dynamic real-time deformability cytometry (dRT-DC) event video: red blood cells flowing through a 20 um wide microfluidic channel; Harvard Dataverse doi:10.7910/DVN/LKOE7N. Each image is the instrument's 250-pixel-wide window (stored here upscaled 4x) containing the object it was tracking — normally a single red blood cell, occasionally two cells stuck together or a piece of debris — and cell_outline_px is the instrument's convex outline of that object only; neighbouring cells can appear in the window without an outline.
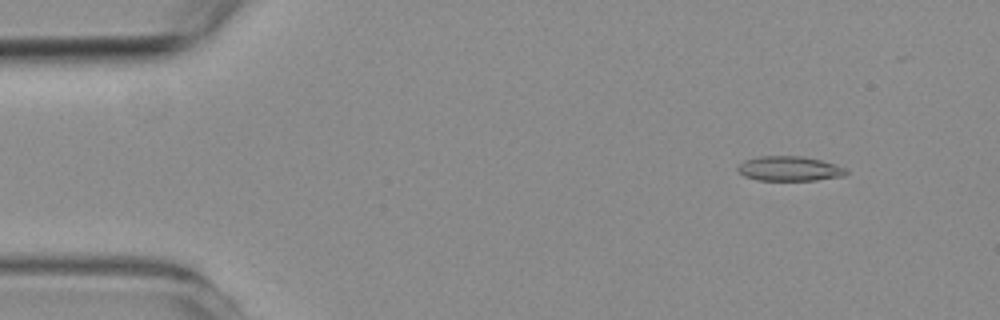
{"species": "common noctule bat (a hibernating species)", "species_latin": "Nyctalus noctula", "temperature_condition": "room temperature", "stored_images_in_passage": 45, "camera_frame_rate_fps": 3000, "um_per_image_px": 0.085, "animal": {"sex": "female", "body_mass_g": 19.3, "forearm_length_mm": 54.1}, "frame": {"image": 1, "passage_image": 6, "time_ms": 1.667, "image_size_px": [1000, 320], "cell_outline_px": [[848, 172], [844, 176], [816, 180], [760, 180], [744, 176], [736, 168], [744, 160], [760, 156], [804, 156], [820, 160], [844, 168]], "centroid_in_image_um": [67.08, 14.33], "position_along_channel_um": 17.9, "area_um2": 15.43}}
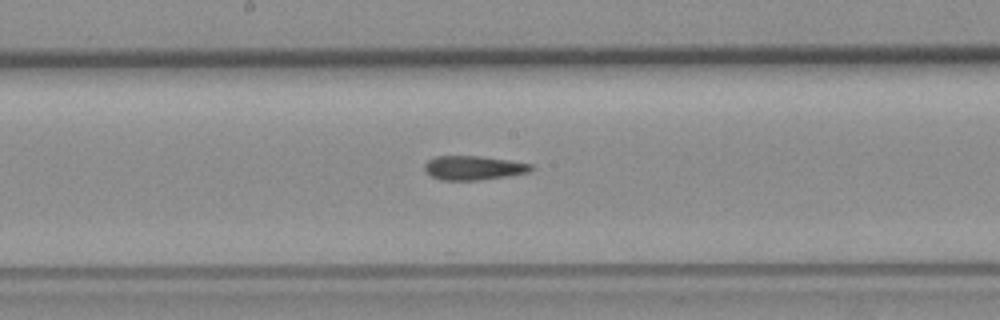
{"frame": {"image": 2, "passage_image": 28, "time_ms": 9.0, "image_size_px": [1000, 320], "cell_outline_px": [[536, 168], [528, 172], [480, 180], [444, 180], [432, 176], [424, 168], [424, 164], [428, 160], [436, 156], [480, 156], [508, 160], [532, 164]], "centroid_in_image_um": [40.26, 14.26], "position_along_channel_um": 207.9, "area_um2": 14.8}}
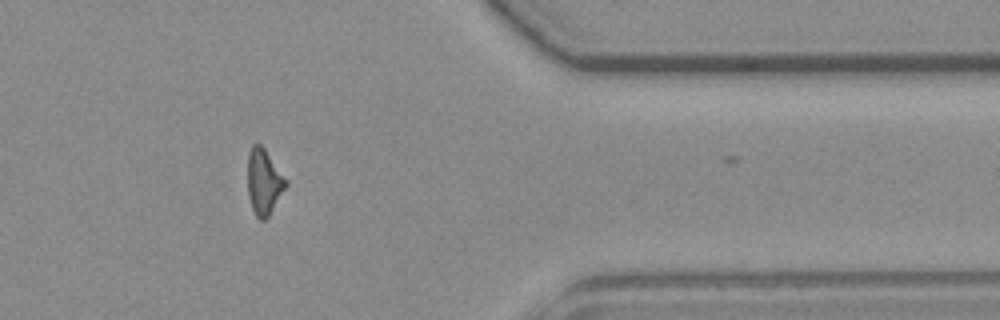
{"frame": {"image": 3, "passage_image": 44, "time_ms": 14.333, "image_size_px": [1000, 320], "cell_outline_px": [[288, 184], [268, 216], [264, 220], [260, 220], [256, 216], [252, 208], [248, 196], [248, 152], [252, 144], [260, 144], [264, 148], [288, 180]], "centroid_in_image_um": [22.43, 15.44], "position_along_channel_um": 389.0, "area_um2": 14.57}}